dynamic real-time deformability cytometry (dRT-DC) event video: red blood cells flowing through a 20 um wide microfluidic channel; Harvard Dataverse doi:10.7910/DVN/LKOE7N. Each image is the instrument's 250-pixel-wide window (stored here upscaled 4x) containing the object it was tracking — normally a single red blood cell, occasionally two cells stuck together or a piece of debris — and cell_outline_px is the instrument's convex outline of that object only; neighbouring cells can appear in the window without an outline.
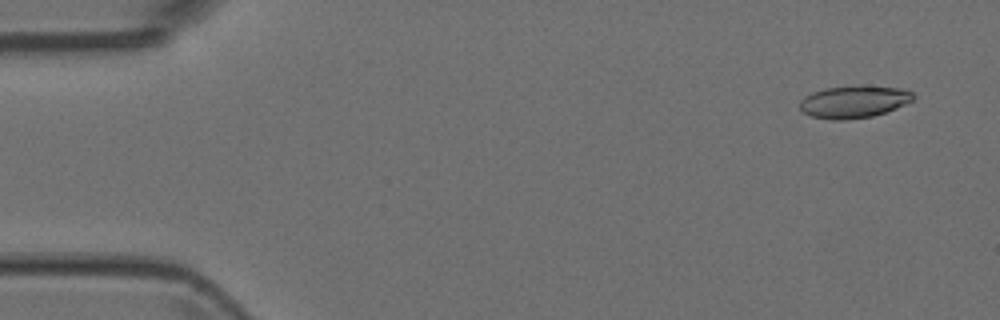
{"species": "Egyptian fruit bat (a non-hibernating species)", "species_latin": "Rousettus aegyptiacus", "temperature_condition": "room temperature", "stored_images_in_passage": 4, "camera_frame_rate_fps": 3000, "um_per_image_px": 0.085, "animal": {"sex": "female"}, "frame": {"image": 1, "passage_image": 1, "time_ms": 0.0, "image_size_px": [1000, 320], "cell_outline_px": [[916, 96], [912, 100], [896, 108], [872, 116], [844, 120], [832, 120], [812, 116], [804, 112], [800, 108], [800, 100], [804, 96], [812, 92], [824, 88], [860, 84], [900, 88], [912, 92]], "centroid_in_image_um": [72.57, 8.62], "position_along_channel_um": 12.4, "area_um2": 21.56}}
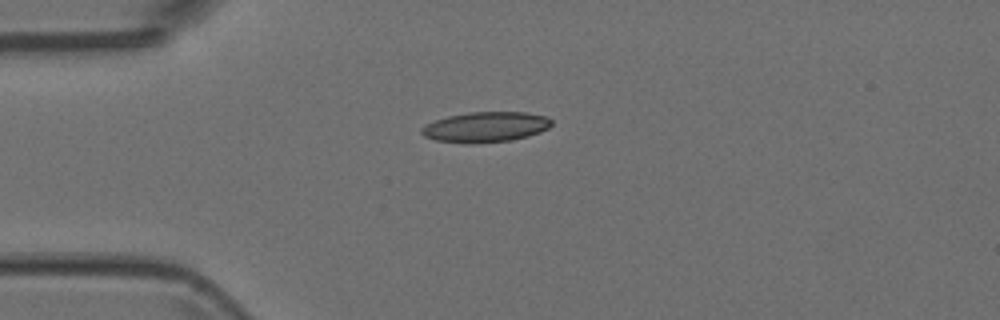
{"frame": {"image": 2, "passage_image": 4, "time_ms": 1.0, "image_size_px": [1000, 320], "cell_outline_px": [[552, 124], [548, 128], [540, 132], [528, 136], [512, 140], [436, 140], [424, 136], [420, 132], [420, 128], [424, 124], [448, 116], [468, 112], [524, 112], [548, 116], [552, 120]], "centroid_in_image_um": [41.33, 10.73], "position_along_channel_um": 43.7, "area_um2": 22.02}}